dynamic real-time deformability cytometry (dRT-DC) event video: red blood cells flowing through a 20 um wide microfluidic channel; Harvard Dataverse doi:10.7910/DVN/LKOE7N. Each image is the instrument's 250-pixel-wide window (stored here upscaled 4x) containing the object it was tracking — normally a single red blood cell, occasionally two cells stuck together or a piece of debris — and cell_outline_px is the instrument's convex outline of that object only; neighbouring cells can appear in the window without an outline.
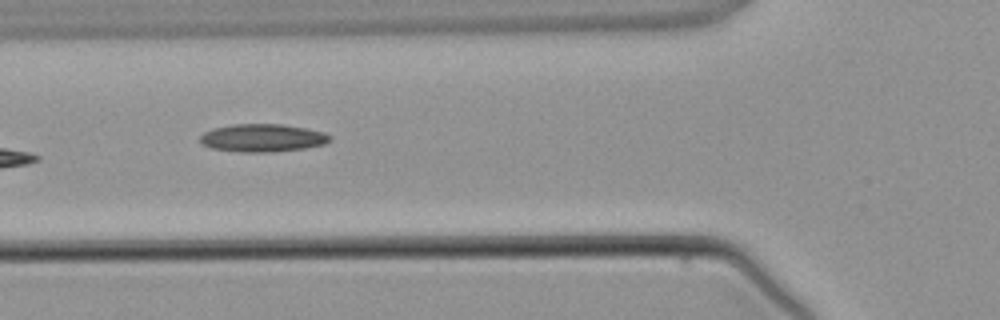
{"species": "common noctule bat (a hibernating species)", "species_latin": "Nyctalus noctula", "temperature_condition": "warm", "stored_images_in_passage": 4, "camera_frame_rate_fps": 3000, "um_per_image_px": 0.085, "animal": {"sex": "male", "body_mass_g": 21.5, "forearm_length_mm": 52.0}, "frame": {"image": 1, "passage_image": 4, "time_ms": 3.667, "image_size_px": [1000, 320], "cell_outline_px": [[332, 140], [324, 144], [304, 148], [272, 152], [240, 152], [212, 148], [200, 144], [200, 136], [204, 132], [212, 128], [232, 124], [280, 124], [304, 128], [324, 132], [332, 136]], "centroid_in_image_um": [22.3, 11.72], "position_along_channel_um": 103.5, "area_um2": 21.15}}